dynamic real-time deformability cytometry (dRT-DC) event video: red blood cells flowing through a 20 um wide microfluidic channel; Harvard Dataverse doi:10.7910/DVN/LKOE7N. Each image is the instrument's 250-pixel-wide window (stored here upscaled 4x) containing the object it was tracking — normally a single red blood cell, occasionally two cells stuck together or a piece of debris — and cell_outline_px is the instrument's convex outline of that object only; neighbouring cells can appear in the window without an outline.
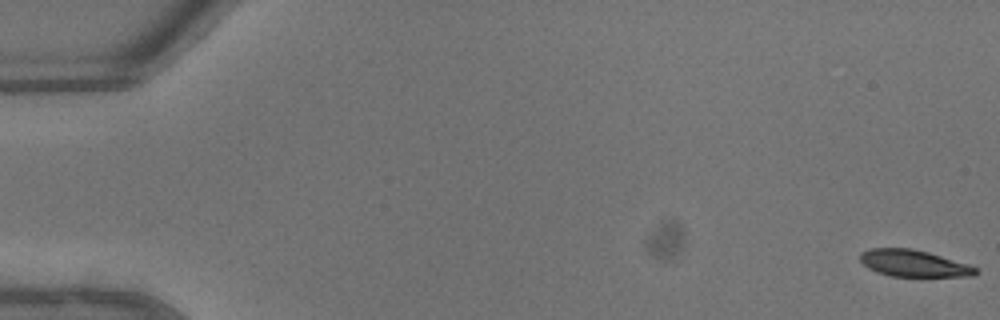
{"species": "common noctule bat (a hibernating species)", "species_latin": "Nyctalus noctula", "temperature_condition": "warm", "stored_images_in_passage": 41, "camera_frame_rate_fps": 3000, "um_per_image_px": 0.085, "animal": {"sex": "male", "body_mass_g": 13.3}, "frame": {"image": 1, "passage_image": 1, "time_ms": 0.0, "image_size_px": [1000, 320], "cell_outline_px": [[980, 272], [972, 276], [892, 276], [876, 272], [868, 268], [860, 260], [860, 252], [872, 248], [912, 248], [928, 252], [968, 264], [976, 268]], "centroid_in_image_um": [77.65, 22.38], "position_along_channel_um": 7.4, "area_um2": 17.92}}
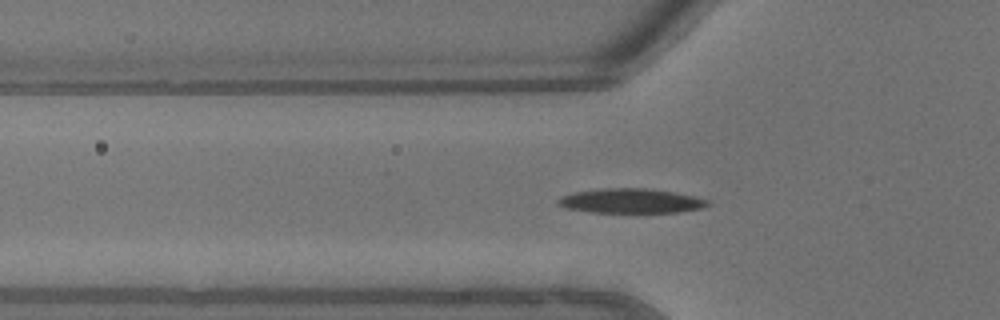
{"frame": {"image": 2, "passage_image": 16, "time_ms": 5.0, "image_size_px": [1000, 320], "cell_outline_px": [[712, 204], [700, 208], [676, 212], [592, 212], [568, 208], [556, 204], [556, 200], [564, 196], [576, 192], [600, 188], [644, 188], [672, 192], [692, 196], [708, 200]], "centroid_in_image_um": [53.62, 17.07], "position_along_channel_um": 72.2, "area_um2": 21.04}}
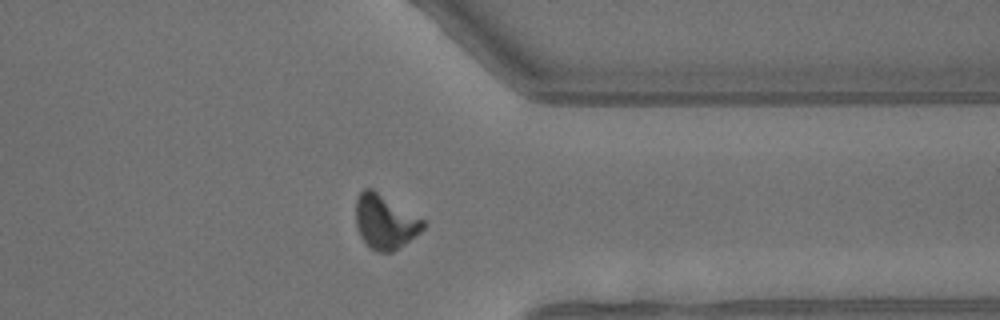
{"frame": {"image": 3, "passage_image": 36, "time_ms": 11.667, "image_size_px": [1000, 320], "cell_outline_px": [[424, 228], [420, 232], [404, 244], [392, 252], [376, 252], [360, 236], [356, 228], [356, 200], [360, 192], [364, 188], [372, 188], [424, 220]], "centroid_in_image_um": [32.7, 18.84], "position_along_channel_um": 378.7, "area_um2": 21.04}}